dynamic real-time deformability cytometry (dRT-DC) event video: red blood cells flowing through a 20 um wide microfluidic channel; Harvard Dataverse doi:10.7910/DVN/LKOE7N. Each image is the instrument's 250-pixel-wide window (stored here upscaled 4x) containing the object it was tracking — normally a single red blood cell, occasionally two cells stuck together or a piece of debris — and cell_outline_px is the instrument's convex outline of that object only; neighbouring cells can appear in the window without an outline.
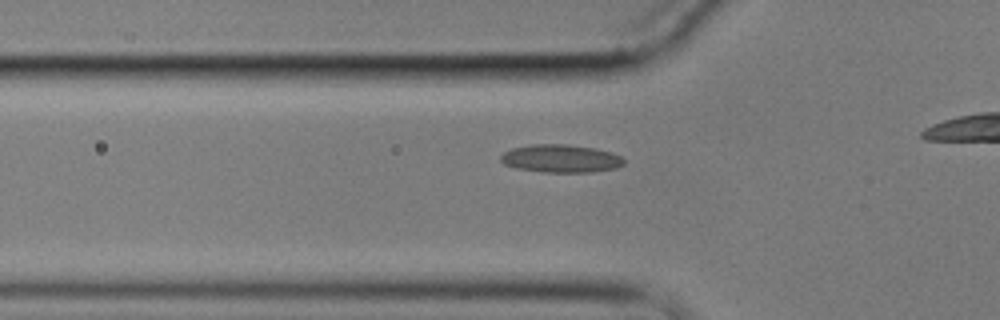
{"species": "common noctule bat (a hibernating species)", "species_latin": "Nyctalus noctula", "temperature_condition": "cold", "stored_images_in_passage": 22, "camera_frame_rate_fps": 3000, "um_per_image_px": 0.085, "animal": {"sex": "male", "body_mass_g": 17.9}, "frame": {"image": 1, "passage_image": 12, "time_ms": 3.667, "image_size_px": [1000, 320], "cell_outline_px": [[624, 164], [616, 168], [592, 172], [544, 172], [516, 168], [504, 164], [500, 160], [500, 156], [504, 152], [512, 148], [532, 144], [568, 144], [596, 148], [612, 152], [620, 156], [624, 160]], "centroid_in_image_um": [47.67, 13.47], "position_along_channel_um": 78.1, "area_um2": 20.17}}
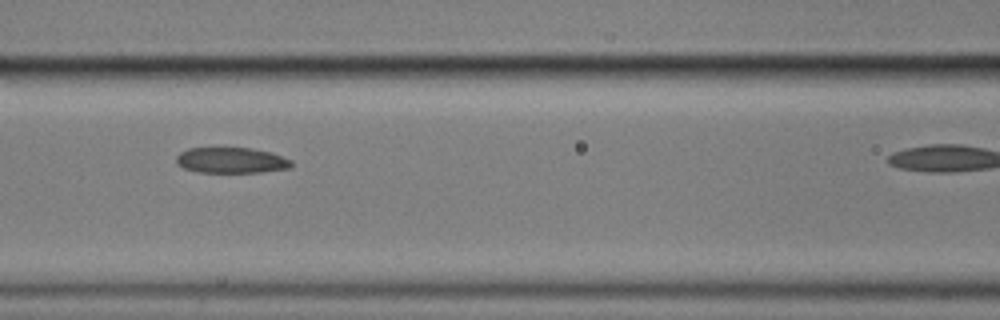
{"frame": {"image": 2, "passage_image": 18, "time_ms": 5.667, "image_size_px": [1000, 320], "cell_outline_px": [[292, 168], [260, 172], [200, 172], [184, 168], [176, 164], [176, 156], [180, 152], [188, 148], [252, 148], [272, 152], [292, 160]], "centroid_in_image_um": [19.68, 13.62], "position_along_channel_um": 146.9, "area_um2": 17.34}}
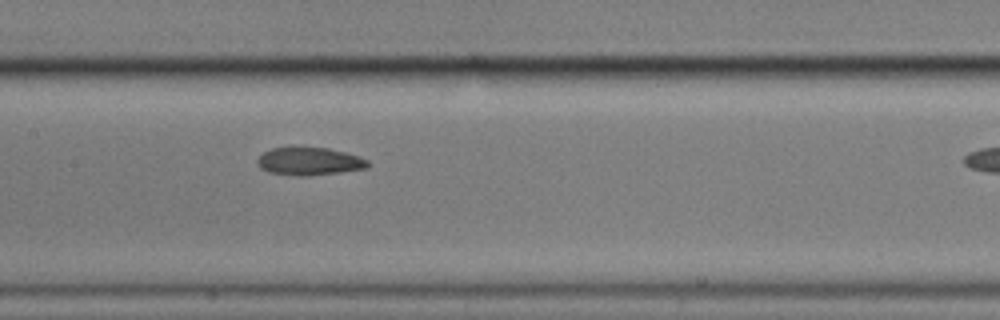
{"frame": {"image": 3, "passage_image": 21, "time_ms": 6.667, "image_size_px": [1000, 320], "cell_outline_px": [[368, 168], [340, 172], [308, 176], [300, 176], [268, 172], [260, 168], [256, 164], [256, 160], [264, 152], [272, 148], [328, 148], [360, 156], [368, 160]], "centroid_in_image_um": [26.29, 13.72], "position_along_channel_um": 181.1, "area_um2": 17.8}}